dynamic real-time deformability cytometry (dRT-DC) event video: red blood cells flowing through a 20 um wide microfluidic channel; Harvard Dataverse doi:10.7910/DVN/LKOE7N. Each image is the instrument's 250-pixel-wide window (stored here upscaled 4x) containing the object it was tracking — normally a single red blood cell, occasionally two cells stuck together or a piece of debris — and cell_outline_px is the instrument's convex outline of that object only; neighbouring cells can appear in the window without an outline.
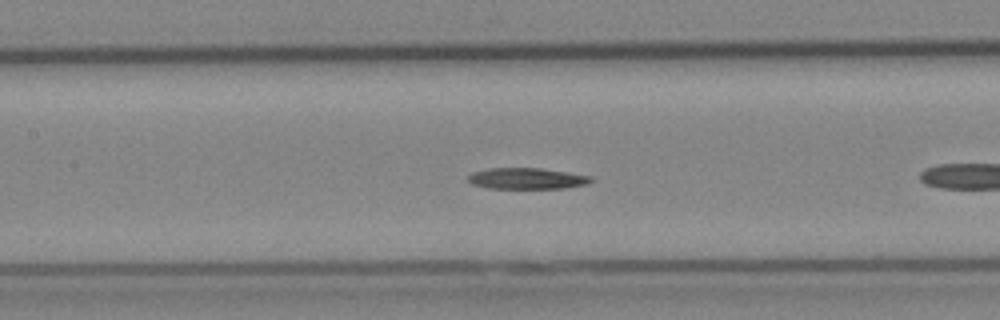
{"species": "Egyptian fruit bat (a non-hibernating species)", "species_latin": "Rousettus aegyptiacus", "temperature_condition": "cold", "stored_images_in_passage": 17, "camera_frame_rate_fps": 3000, "um_per_image_px": 0.085, "animal": {"sex": "female"}, "frame": {"image": 1, "passage_image": 10, "time_ms": 3.0, "image_size_px": [1000, 320], "cell_outline_px": [[596, 180], [588, 184], [564, 188], [488, 188], [472, 184], [468, 180], [468, 176], [472, 172], [488, 168], [540, 168], [568, 172], [592, 176]], "centroid_in_image_um": [44.83, 15.17], "position_along_channel_um": 162.6, "area_um2": 15.26}}